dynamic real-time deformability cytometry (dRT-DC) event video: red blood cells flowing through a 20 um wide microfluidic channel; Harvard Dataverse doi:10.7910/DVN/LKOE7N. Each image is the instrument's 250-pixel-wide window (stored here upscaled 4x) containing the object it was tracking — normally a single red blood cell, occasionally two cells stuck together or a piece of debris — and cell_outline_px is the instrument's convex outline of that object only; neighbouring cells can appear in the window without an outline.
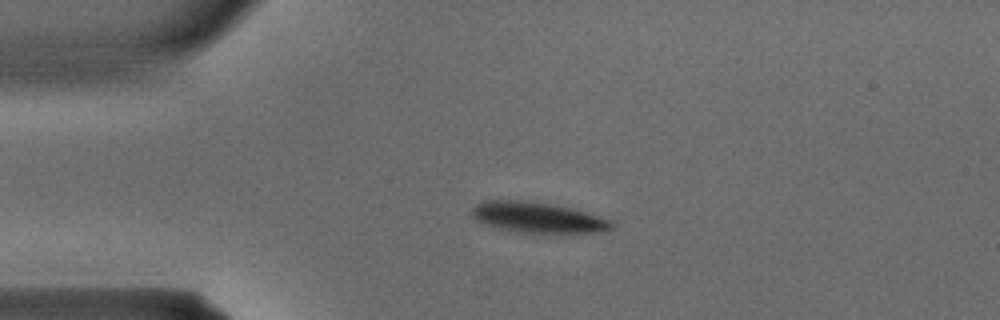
{"species": "common noctule bat (a hibernating species)", "species_latin": "Nyctalus noctula", "temperature_condition": "warm", "stored_images_in_passage": 28, "camera_frame_rate_fps": 3000, "um_per_image_px": 0.085, "animal": {"sex": "male", "body_mass_g": 15.6}, "frame": {"image": 1, "passage_image": 1, "time_ms": 0.0, "image_size_px": [1000, 320], "cell_outline_px": [[616, 228], [608, 232], [520, 232], [500, 228], [484, 224], [476, 220], [472, 216], [472, 208], [480, 200], [524, 200], [552, 204], [572, 208], [612, 220], [616, 224]], "centroid_in_image_um": [45.75, 18.47], "position_along_channel_um": 39.3, "area_um2": 25.03}}
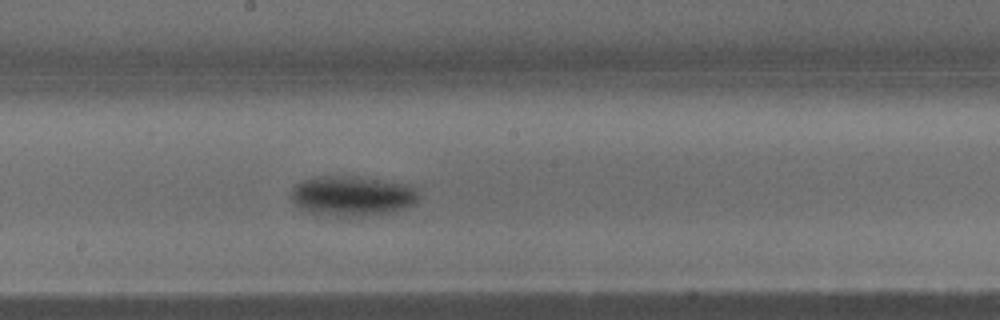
{"frame": {"image": 2, "passage_image": 12, "time_ms": 3.667, "image_size_px": [1000, 320], "cell_outline_px": [[420, 196], [416, 204], [392, 212], [360, 216], [336, 216], [312, 212], [300, 208], [292, 200], [292, 188], [296, 184], [304, 180], [316, 176], [352, 176], [412, 184], [416, 188]], "centroid_in_image_um": [30.0, 16.64], "position_along_channel_um": 218.2, "area_um2": 29.82}}
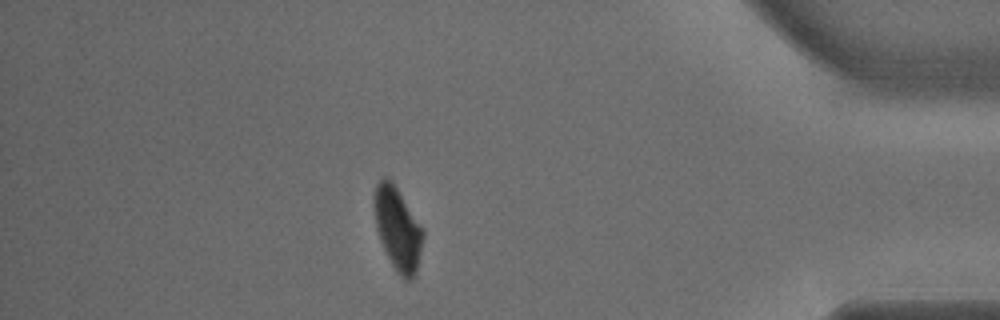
{"frame": {"image": 3, "passage_image": 24, "time_ms": 7.667, "image_size_px": [1000, 320], "cell_outline_px": [[424, 236], [416, 272], [412, 280], [404, 280], [396, 272], [380, 240], [376, 228], [372, 204], [372, 196], [376, 184], [384, 176], [388, 176], [392, 180], [424, 228]], "centroid_in_image_um": [33.79, 19.39], "position_along_channel_um": 401.4, "area_um2": 24.1}}